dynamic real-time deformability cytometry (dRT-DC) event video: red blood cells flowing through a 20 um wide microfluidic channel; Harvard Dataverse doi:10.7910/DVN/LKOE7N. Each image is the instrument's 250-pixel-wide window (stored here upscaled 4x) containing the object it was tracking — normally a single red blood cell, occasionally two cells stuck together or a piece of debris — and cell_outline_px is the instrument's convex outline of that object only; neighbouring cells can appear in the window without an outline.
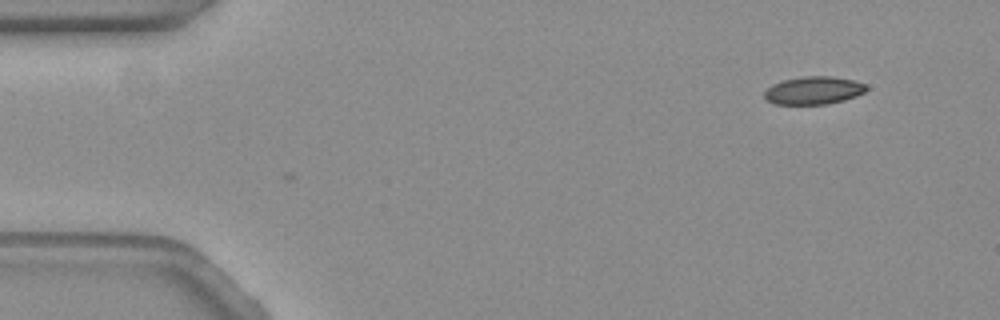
{"species": "common noctule bat (a hibernating species)", "species_latin": "Nyctalus noctula", "temperature_condition": "warm", "stored_images_in_passage": 2, "camera_frame_rate_fps": 3000, "um_per_image_px": 0.085, "animal": {"sex": "female", "body_mass_g": 19.3, "forearm_length_mm": 54.1}, "frame": {"image": 1, "passage_image": 2, "time_ms": 0.333, "image_size_px": [1000, 320], "cell_outline_px": [[868, 88], [864, 92], [856, 96], [844, 100], [828, 104], [776, 104], [768, 100], [764, 96], [764, 92], [772, 84], [784, 80], [804, 76], [832, 76], [852, 80], [864, 84]], "centroid_in_image_um": [69.16, 7.68], "position_along_channel_um": 15.8, "area_um2": 16.42}}